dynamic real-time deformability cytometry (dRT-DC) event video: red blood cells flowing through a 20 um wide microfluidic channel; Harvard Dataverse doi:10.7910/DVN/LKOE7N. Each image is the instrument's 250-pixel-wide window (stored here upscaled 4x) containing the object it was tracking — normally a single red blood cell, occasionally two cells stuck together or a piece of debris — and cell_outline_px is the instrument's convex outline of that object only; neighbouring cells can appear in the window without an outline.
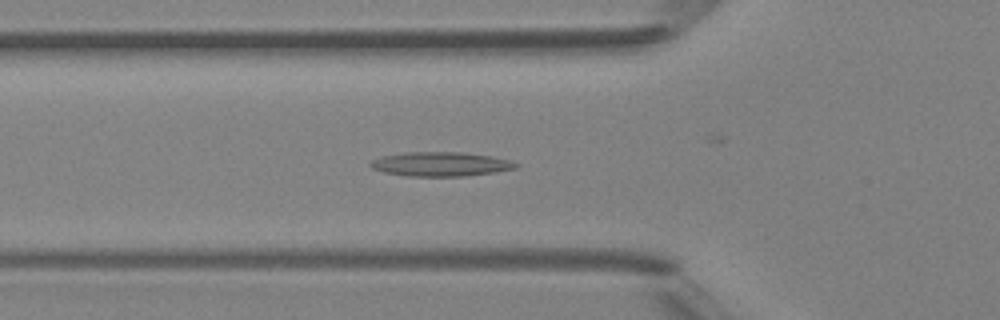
{"species": "Egyptian fruit bat (a non-hibernating species)", "species_latin": "Rousettus aegyptiacus", "temperature_condition": "room temperature", "stored_images_in_passage": 3, "camera_frame_rate_fps": 3000, "um_per_image_px": 0.085, "animal": {"sex": "female"}, "frame": {"image": 1, "passage_image": 3, "time_ms": 2.333, "image_size_px": [1000, 320], "cell_outline_px": [[520, 164], [516, 168], [492, 172], [464, 176], [408, 176], [384, 172], [372, 168], [368, 164], [372, 160], [380, 156], [404, 152], [460, 152], [488, 156], [508, 160]], "centroid_in_image_um": [37.38, 13.94], "position_along_channel_um": 88.4, "area_um2": 20.35}}